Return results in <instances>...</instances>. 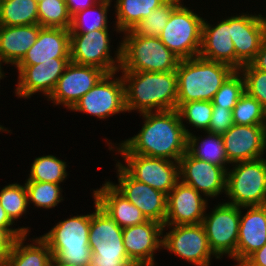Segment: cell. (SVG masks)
Masks as SVG:
<instances>
[{"instance_id": "obj_16", "label": "cell", "mask_w": 266, "mask_h": 266, "mask_svg": "<svg viewBox=\"0 0 266 266\" xmlns=\"http://www.w3.org/2000/svg\"><path fill=\"white\" fill-rule=\"evenodd\" d=\"M69 63L70 58H54V61L37 65H15L19 73L15 89L17 97L28 99L41 92L48 98Z\"/></svg>"}, {"instance_id": "obj_23", "label": "cell", "mask_w": 266, "mask_h": 266, "mask_svg": "<svg viewBox=\"0 0 266 266\" xmlns=\"http://www.w3.org/2000/svg\"><path fill=\"white\" fill-rule=\"evenodd\" d=\"M54 58H70V30L42 27L35 43L16 65H37Z\"/></svg>"}, {"instance_id": "obj_11", "label": "cell", "mask_w": 266, "mask_h": 266, "mask_svg": "<svg viewBox=\"0 0 266 266\" xmlns=\"http://www.w3.org/2000/svg\"><path fill=\"white\" fill-rule=\"evenodd\" d=\"M115 74H106L70 110L84 112L99 119H106L116 113L127 112L124 81L122 76L116 78Z\"/></svg>"}, {"instance_id": "obj_8", "label": "cell", "mask_w": 266, "mask_h": 266, "mask_svg": "<svg viewBox=\"0 0 266 266\" xmlns=\"http://www.w3.org/2000/svg\"><path fill=\"white\" fill-rule=\"evenodd\" d=\"M108 29L91 32H70V62L78 65L94 66L107 74L119 72L121 64V46L115 58L110 55V37Z\"/></svg>"}, {"instance_id": "obj_41", "label": "cell", "mask_w": 266, "mask_h": 266, "mask_svg": "<svg viewBox=\"0 0 266 266\" xmlns=\"http://www.w3.org/2000/svg\"><path fill=\"white\" fill-rule=\"evenodd\" d=\"M29 227H2L0 226V266H5L6 260L9 257L15 240L19 237L28 234Z\"/></svg>"}, {"instance_id": "obj_12", "label": "cell", "mask_w": 266, "mask_h": 266, "mask_svg": "<svg viewBox=\"0 0 266 266\" xmlns=\"http://www.w3.org/2000/svg\"><path fill=\"white\" fill-rule=\"evenodd\" d=\"M125 164L120 165L136 180L143 182L166 195L180 181L179 162L165 158L137 154H120Z\"/></svg>"}, {"instance_id": "obj_18", "label": "cell", "mask_w": 266, "mask_h": 266, "mask_svg": "<svg viewBox=\"0 0 266 266\" xmlns=\"http://www.w3.org/2000/svg\"><path fill=\"white\" fill-rule=\"evenodd\" d=\"M163 233V225L152 220L123 228V244L128 258L136 266L157 265L153 256L162 247Z\"/></svg>"}, {"instance_id": "obj_27", "label": "cell", "mask_w": 266, "mask_h": 266, "mask_svg": "<svg viewBox=\"0 0 266 266\" xmlns=\"http://www.w3.org/2000/svg\"><path fill=\"white\" fill-rule=\"evenodd\" d=\"M27 234L15 240L5 266H52L53 256L48 244L41 238L24 245Z\"/></svg>"}, {"instance_id": "obj_47", "label": "cell", "mask_w": 266, "mask_h": 266, "mask_svg": "<svg viewBox=\"0 0 266 266\" xmlns=\"http://www.w3.org/2000/svg\"><path fill=\"white\" fill-rule=\"evenodd\" d=\"M13 221L8 217L5 210L0 205V226L2 227H10L13 225Z\"/></svg>"}, {"instance_id": "obj_1", "label": "cell", "mask_w": 266, "mask_h": 266, "mask_svg": "<svg viewBox=\"0 0 266 266\" xmlns=\"http://www.w3.org/2000/svg\"><path fill=\"white\" fill-rule=\"evenodd\" d=\"M144 124L137 135L119 143L117 153L165 158L179 162L187 152L186 129L177 109L141 114Z\"/></svg>"}, {"instance_id": "obj_34", "label": "cell", "mask_w": 266, "mask_h": 266, "mask_svg": "<svg viewBox=\"0 0 266 266\" xmlns=\"http://www.w3.org/2000/svg\"><path fill=\"white\" fill-rule=\"evenodd\" d=\"M180 2L181 0H168L161 7L154 9L148 17L142 19L131 31L141 37H158L168 23L171 11Z\"/></svg>"}, {"instance_id": "obj_5", "label": "cell", "mask_w": 266, "mask_h": 266, "mask_svg": "<svg viewBox=\"0 0 266 266\" xmlns=\"http://www.w3.org/2000/svg\"><path fill=\"white\" fill-rule=\"evenodd\" d=\"M121 46L120 71L169 72L176 71L180 59L159 37H141L131 30L124 32Z\"/></svg>"}, {"instance_id": "obj_15", "label": "cell", "mask_w": 266, "mask_h": 266, "mask_svg": "<svg viewBox=\"0 0 266 266\" xmlns=\"http://www.w3.org/2000/svg\"><path fill=\"white\" fill-rule=\"evenodd\" d=\"M226 172L223 167L194 158L188 152L179 160L180 181L196 189L203 197H218L226 192Z\"/></svg>"}, {"instance_id": "obj_14", "label": "cell", "mask_w": 266, "mask_h": 266, "mask_svg": "<svg viewBox=\"0 0 266 266\" xmlns=\"http://www.w3.org/2000/svg\"><path fill=\"white\" fill-rule=\"evenodd\" d=\"M107 73L94 66L70 62L48 97L56 106L63 104L71 109L76 102L91 90Z\"/></svg>"}, {"instance_id": "obj_48", "label": "cell", "mask_w": 266, "mask_h": 266, "mask_svg": "<svg viewBox=\"0 0 266 266\" xmlns=\"http://www.w3.org/2000/svg\"><path fill=\"white\" fill-rule=\"evenodd\" d=\"M258 17H259L261 27L263 29V32H264V35L266 38V15H265V17H263L261 14H258Z\"/></svg>"}, {"instance_id": "obj_21", "label": "cell", "mask_w": 266, "mask_h": 266, "mask_svg": "<svg viewBox=\"0 0 266 266\" xmlns=\"http://www.w3.org/2000/svg\"><path fill=\"white\" fill-rule=\"evenodd\" d=\"M230 33L235 48V70L250 63L265 39L258 15L244 14L230 17Z\"/></svg>"}, {"instance_id": "obj_35", "label": "cell", "mask_w": 266, "mask_h": 266, "mask_svg": "<svg viewBox=\"0 0 266 266\" xmlns=\"http://www.w3.org/2000/svg\"><path fill=\"white\" fill-rule=\"evenodd\" d=\"M25 185L28 193V205L33 203L37 208L50 209L63 201L60 184L26 181Z\"/></svg>"}, {"instance_id": "obj_51", "label": "cell", "mask_w": 266, "mask_h": 266, "mask_svg": "<svg viewBox=\"0 0 266 266\" xmlns=\"http://www.w3.org/2000/svg\"><path fill=\"white\" fill-rule=\"evenodd\" d=\"M1 131H5V132L8 131V133H9V130H7L6 128H4L3 126L0 125V132Z\"/></svg>"}, {"instance_id": "obj_43", "label": "cell", "mask_w": 266, "mask_h": 266, "mask_svg": "<svg viewBox=\"0 0 266 266\" xmlns=\"http://www.w3.org/2000/svg\"><path fill=\"white\" fill-rule=\"evenodd\" d=\"M89 266H136L129 258H100L91 254Z\"/></svg>"}, {"instance_id": "obj_45", "label": "cell", "mask_w": 266, "mask_h": 266, "mask_svg": "<svg viewBox=\"0 0 266 266\" xmlns=\"http://www.w3.org/2000/svg\"><path fill=\"white\" fill-rule=\"evenodd\" d=\"M100 0H67L66 5L69 11V14L73 16L79 11L85 10L94 6Z\"/></svg>"}, {"instance_id": "obj_42", "label": "cell", "mask_w": 266, "mask_h": 266, "mask_svg": "<svg viewBox=\"0 0 266 266\" xmlns=\"http://www.w3.org/2000/svg\"><path fill=\"white\" fill-rule=\"evenodd\" d=\"M232 125H234L232 110L213 106L211 121L206 132L223 135Z\"/></svg>"}, {"instance_id": "obj_19", "label": "cell", "mask_w": 266, "mask_h": 266, "mask_svg": "<svg viewBox=\"0 0 266 266\" xmlns=\"http://www.w3.org/2000/svg\"><path fill=\"white\" fill-rule=\"evenodd\" d=\"M95 212L91 213L89 246L100 258H128L121 228L94 199Z\"/></svg>"}, {"instance_id": "obj_33", "label": "cell", "mask_w": 266, "mask_h": 266, "mask_svg": "<svg viewBox=\"0 0 266 266\" xmlns=\"http://www.w3.org/2000/svg\"><path fill=\"white\" fill-rule=\"evenodd\" d=\"M37 8L38 24L41 27L70 29L72 16L63 0H43Z\"/></svg>"}, {"instance_id": "obj_6", "label": "cell", "mask_w": 266, "mask_h": 266, "mask_svg": "<svg viewBox=\"0 0 266 266\" xmlns=\"http://www.w3.org/2000/svg\"><path fill=\"white\" fill-rule=\"evenodd\" d=\"M232 165V170L226 172L225 194L230 199L227 203L239 207L266 205V159Z\"/></svg>"}, {"instance_id": "obj_7", "label": "cell", "mask_w": 266, "mask_h": 266, "mask_svg": "<svg viewBox=\"0 0 266 266\" xmlns=\"http://www.w3.org/2000/svg\"><path fill=\"white\" fill-rule=\"evenodd\" d=\"M203 17L180 2L168 18L158 36L180 60L197 57L201 48Z\"/></svg>"}, {"instance_id": "obj_17", "label": "cell", "mask_w": 266, "mask_h": 266, "mask_svg": "<svg viewBox=\"0 0 266 266\" xmlns=\"http://www.w3.org/2000/svg\"><path fill=\"white\" fill-rule=\"evenodd\" d=\"M230 164L263 158L266 150V125H232L223 135Z\"/></svg>"}, {"instance_id": "obj_20", "label": "cell", "mask_w": 266, "mask_h": 266, "mask_svg": "<svg viewBox=\"0 0 266 266\" xmlns=\"http://www.w3.org/2000/svg\"><path fill=\"white\" fill-rule=\"evenodd\" d=\"M208 200L193 187L179 181L167 195L166 226L200 224L205 216Z\"/></svg>"}, {"instance_id": "obj_10", "label": "cell", "mask_w": 266, "mask_h": 266, "mask_svg": "<svg viewBox=\"0 0 266 266\" xmlns=\"http://www.w3.org/2000/svg\"><path fill=\"white\" fill-rule=\"evenodd\" d=\"M162 234V247L195 266H210L211 256L219 259L211 250L207 235L200 224L172 225Z\"/></svg>"}, {"instance_id": "obj_25", "label": "cell", "mask_w": 266, "mask_h": 266, "mask_svg": "<svg viewBox=\"0 0 266 266\" xmlns=\"http://www.w3.org/2000/svg\"><path fill=\"white\" fill-rule=\"evenodd\" d=\"M92 197L121 228L147 221L143 213L129 202L110 181H105L102 187L93 190Z\"/></svg>"}, {"instance_id": "obj_50", "label": "cell", "mask_w": 266, "mask_h": 266, "mask_svg": "<svg viewBox=\"0 0 266 266\" xmlns=\"http://www.w3.org/2000/svg\"><path fill=\"white\" fill-rule=\"evenodd\" d=\"M1 65L2 64H0V79H2L3 77H5L4 72L2 71Z\"/></svg>"}, {"instance_id": "obj_37", "label": "cell", "mask_w": 266, "mask_h": 266, "mask_svg": "<svg viewBox=\"0 0 266 266\" xmlns=\"http://www.w3.org/2000/svg\"><path fill=\"white\" fill-rule=\"evenodd\" d=\"M0 205L14 222L26 213L28 207V193L26 185L17 183L6 185L0 191Z\"/></svg>"}, {"instance_id": "obj_31", "label": "cell", "mask_w": 266, "mask_h": 266, "mask_svg": "<svg viewBox=\"0 0 266 266\" xmlns=\"http://www.w3.org/2000/svg\"><path fill=\"white\" fill-rule=\"evenodd\" d=\"M112 0H100L94 6L72 16L70 32H91L108 28V9ZM92 20H91V19Z\"/></svg>"}, {"instance_id": "obj_39", "label": "cell", "mask_w": 266, "mask_h": 266, "mask_svg": "<svg viewBox=\"0 0 266 266\" xmlns=\"http://www.w3.org/2000/svg\"><path fill=\"white\" fill-rule=\"evenodd\" d=\"M177 110L182 122L186 120L192 127L203 129L206 133L213 112L212 101L200 100L183 103Z\"/></svg>"}, {"instance_id": "obj_26", "label": "cell", "mask_w": 266, "mask_h": 266, "mask_svg": "<svg viewBox=\"0 0 266 266\" xmlns=\"http://www.w3.org/2000/svg\"><path fill=\"white\" fill-rule=\"evenodd\" d=\"M39 24L0 25V64L16 65L38 38Z\"/></svg>"}, {"instance_id": "obj_9", "label": "cell", "mask_w": 266, "mask_h": 266, "mask_svg": "<svg viewBox=\"0 0 266 266\" xmlns=\"http://www.w3.org/2000/svg\"><path fill=\"white\" fill-rule=\"evenodd\" d=\"M212 252L219 258L228 255L237 261V242L240 225V207L221 203L205 213L202 220Z\"/></svg>"}, {"instance_id": "obj_49", "label": "cell", "mask_w": 266, "mask_h": 266, "mask_svg": "<svg viewBox=\"0 0 266 266\" xmlns=\"http://www.w3.org/2000/svg\"><path fill=\"white\" fill-rule=\"evenodd\" d=\"M52 266H89V265H59V264H52Z\"/></svg>"}, {"instance_id": "obj_28", "label": "cell", "mask_w": 266, "mask_h": 266, "mask_svg": "<svg viewBox=\"0 0 266 266\" xmlns=\"http://www.w3.org/2000/svg\"><path fill=\"white\" fill-rule=\"evenodd\" d=\"M168 0H116L115 27L117 32L132 30L142 19Z\"/></svg>"}, {"instance_id": "obj_32", "label": "cell", "mask_w": 266, "mask_h": 266, "mask_svg": "<svg viewBox=\"0 0 266 266\" xmlns=\"http://www.w3.org/2000/svg\"><path fill=\"white\" fill-rule=\"evenodd\" d=\"M26 181L61 184L67 177V164L54 155L35 158Z\"/></svg>"}, {"instance_id": "obj_46", "label": "cell", "mask_w": 266, "mask_h": 266, "mask_svg": "<svg viewBox=\"0 0 266 266\" xmlns=\"http://www.w3.org/2000/svg\"><path fill=\"white\" fill-rule=\"evenodd\" d=\"M250 64L258 70L266 72V38L263 40L260 50Z\"/></svg>"}, {"instance_id": "obj_30", "label": "cell", "mask_w": 266, "mask_h": 266, "mask_svg": "<svg viewBox=\"0 0 266 266\" xmlns=\"http://www.w3.org/2000/svg\"><path fill=\"white\" fill-rule=\"evenodd\" d=\"M37 6L38 3L35 0H0V25L38 24Z\"/></svg>"}, {"instance_id": "obj_40", "label": "cell", "mask_w": 266, "mask_h": 266, "mask_svg": "<svg viewBox=\"0 0 266 266\" xmlns=\"http://www.w3.org/2000/svg\"><path fill=\"white\" fill-rule=\"evenodd\" d=\"M245 82V92L256 98L266 109V72L255 69L250 63L239 69Z\"/></svg>"}, {"instance_id": "obj_24", "label": "cell", "mask_w": 266, "mask_h": 266, "mask_svg": "<svg viewBox=\"0 0 266 266\" xmlns=\"http://www.w3.org/2000/svg\"><path fill=\"white\" fill-rule=\"evenodd\" d=\"M230 33V17L216 26L204 19L199 57L231 66L235 70V48Z\"/></svg>"}, {"instance_id": "obj_36", "label": "cell", "mask_w": 266, "mask_h": 266, "mask_svg": "<svg viewBox=\"0 0 266 266\" xmlns=\"http://www.w3.org/2000/svg\"><path fill=\"white\" fill-rule=\"evenodd\" d=\"M232 113L234 124L266 125V109L246 92L237 101Z\"/></svg>"}, {"instance_id": "obj_29", "label": "cell", "mask_w": 266, "mask_h": 266, "mask_svg": "<svg viewBox=\"0 0 266 266\" xmlns=\"http://www.w3.org/2000/svg\"><path fill=\"white\" fill-rule=\"evenodd\" d=\"M207 134V138L205 137L203 140L192 133L187 135V152L194 158L216 164L227 171L229 168L226 165L230 162L225 153L222 135L210 132H207Z\"/></svg>"}, {"instance_id": "obj_4", "label": "cell", "mask_w": 266, "mask_h": 266, "mask_svg": "<svg viewBox=\"0 0 266 266\" xmlns=\"http://www.w3.org/2000/svg\"><path fill=\"white\" fill-rule=\"evenodd\" d=\"M91 214L77 215L59 221L49 232L40 236L49 246L53 264L89 265Z\"/></svg>"}, {"instance_id": "obj_44", "label": "cell", "mask_w": 266, "mask_h": 266, "mask_svg": "<svg viewBox=\"0 0 266 266\" xmlns=\"http://www.w3.org/2000/svg\"><path fill=\"white\" fill-rule=\"evenodd\" d=\"M240 266H266V244L251 254Z\"/></svg>"}, {"instance_id": "obj_13", "label": "cell", "mask_w": 266, "mask_h": 266, "mask_svg": "<svg viewBox=\"0 0 266 266\" xmlns=\"http://www.w3.org/2000/svg\"><path fill=\"white\" fill-rule=\"evenodd\" d=\"M118 183L112 185L132 204L147 220L165 224L167 215V195L151 186L134 179L117 161Z\"/></svg>"}, {"instance_id": "obj_2", "label": "cell", "mask_w": 266, "mask_h": 266, "mask_svg": "<svg viewBox=\"0 0 266 266\" xmlns=\"http://www.w3.org/2000/svg\"><path fill=\"white\" fill-rule=\"evenodd\" d=\"M121 73L125 86L126 111L137 110L142 114L177 109L176 71Z\"/></svg>"}, {"instance_id": "obj_52", "label": "cell", "mask_w": 266, "mask_h": 266, "mask_svg": "<svg viewBox=\"0 0 266 266\" xmlns=\"http://www.w3.org/2000/svg\"><path fill=\"white\" fill-rule=\"evenodd\" d=\"M37 3L42 2L43 0H35Z\"/></svg>"}, {"instance_id": "obj_38", "label": "cell", "mask_w": 266, "mask_h": 266, "mask_svg": "<svg viewBox=\"0 0 266 266\" xmlns=\"http://www.w3.org/2000/svg\"><path fill=\"white\" fill-rule=\"evenodd\" d=\"M245 92V82L239 70H235L214 95L213 106L231 109Z\"/></svg>"}, {"instance_id": "obj_3", "label": "cell", "mask_w": 266, "mask_h": 266, "mask_svg": "<svg viewBox=\"0 0 266 266\" xmlns=\"http://www.w3.org/2000/svg\"><path fill=\"white\" fill-rule=\"evenodd\" d=\"M235 70L224 63L199 56L180 60L177 74V109L191 101H212L216 92Z\"/></svg>"}, {"instance_id": "obj_22", "label": "cell", "mask_w": 266, "mask_h": 266, "mask_svg": "<svg viewBox=\"0 0 266 266\" xmlns=\"http://www.w3.org/2000/svg\"><path fill=\"white\" fill-rule=\"evenodd\" d=\"M242 209H248L245 215ZM266 244V205L240 207L237 266Z\"/></svg>"}]
</instances>
